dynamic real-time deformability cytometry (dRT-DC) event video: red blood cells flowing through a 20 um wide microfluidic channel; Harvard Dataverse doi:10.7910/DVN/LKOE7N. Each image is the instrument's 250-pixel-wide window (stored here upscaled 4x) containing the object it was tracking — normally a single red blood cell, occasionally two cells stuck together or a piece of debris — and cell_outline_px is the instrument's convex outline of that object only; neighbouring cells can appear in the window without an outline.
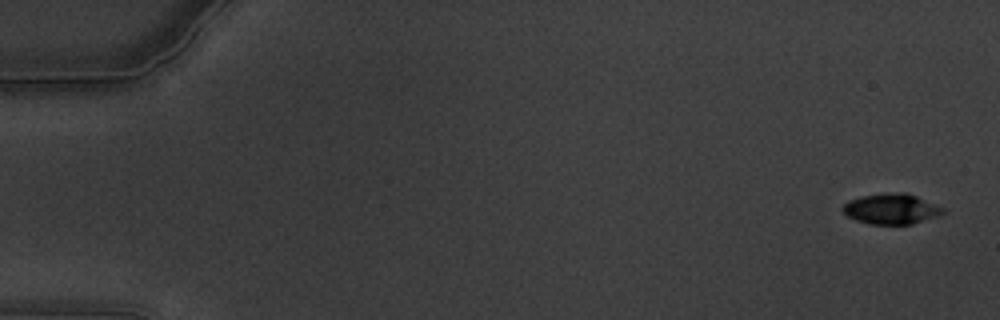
{"species": "common noctule bat (a hibernating species)", "species_latin": "Nyctalus noctula", "temperature_condition": "warm", "stored_images_in_passage": 61, "camera_frame_rate_fps": 3000, "um_per_image_px": 0.085, "animal": {"sex": "male", "body_mass_g": 19.5, "forearm_length_mm": 54.6}, "frame": {"image": 1, "passage_image": 2, "time_ms": 0.333, "image_size_px": [1000, 320], "cell_outline_px": [[944, 212], [936, 216], [912, 224], [868, 224], [856, 220], [848, 216], [840, 208], [848, 200], [860, 196], [900, 192], [904, 192], [916, 196], [944, 208]], "centroid_in_image_um": [75.72, 17.76], "position_along_channel_um": 9.3, "area_um2": 17.57}}
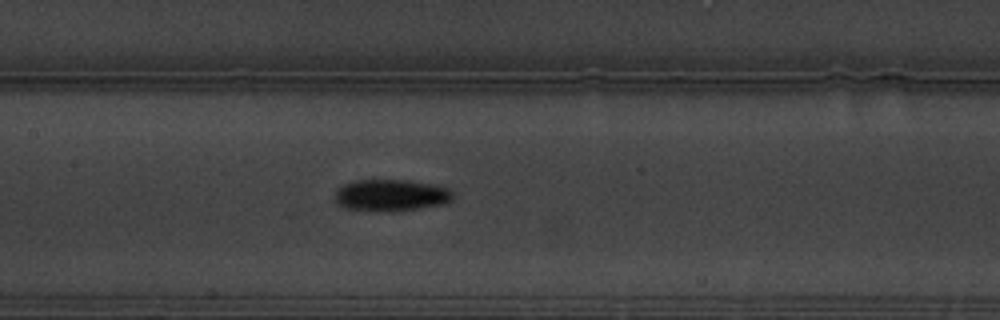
{"frame": {"image": 2, "passage_image": 30, "time_ms": 9.667, "image_size_px": [1000, 320], "cell_outline_px": [[452, 200], [444, 204], [420, 208], [388, 212], [376, 212], [344, 208], [336, 204], [336, 192], [344, 184], [352, 180], [408, 180], [448, 188], [452, 192]], "centroid_in_image_um": [33.2, 16.61], "position_along_channel_um": 174.2, "area_um2": 21.91}}
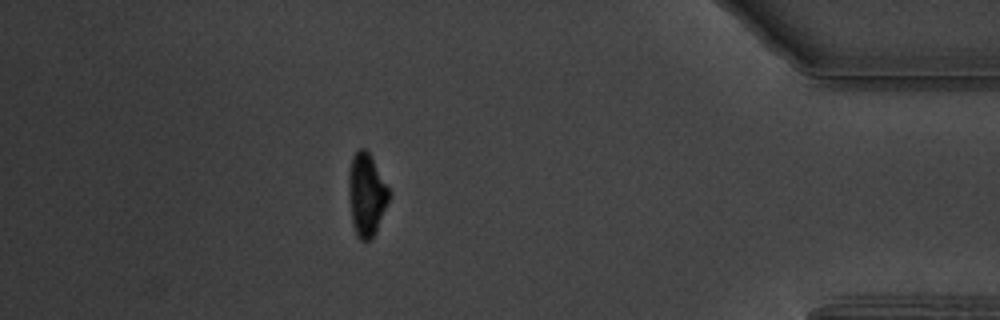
{"frame": {"image": 3, "passage_image": 54, "time_ms": 17.667, "image_size_px": [1000, 320], "cell_outline_px": [[392, 192], [376, 232], [372, 240], [360, 240], [352, 224], [348, 188], [348, 172], [352, 156], [360, 148], [364, 148], [372, 156]], "centroid_in_image_um": [31.17, 16.52], "position_along_channel_um": 404.0, "area_um2": 19.77}, "authors_computed_cell_mechanics": {"area_um2": 19.7098, "velocity_mm_per_s": 3.3737, "shape_relaxation_time_tau1_ms": 3.0696, "shape_relaxation_time_tau2_ms": null, "deformation_change_tau1": 0.1421, "deformation_change_tau2": null}}